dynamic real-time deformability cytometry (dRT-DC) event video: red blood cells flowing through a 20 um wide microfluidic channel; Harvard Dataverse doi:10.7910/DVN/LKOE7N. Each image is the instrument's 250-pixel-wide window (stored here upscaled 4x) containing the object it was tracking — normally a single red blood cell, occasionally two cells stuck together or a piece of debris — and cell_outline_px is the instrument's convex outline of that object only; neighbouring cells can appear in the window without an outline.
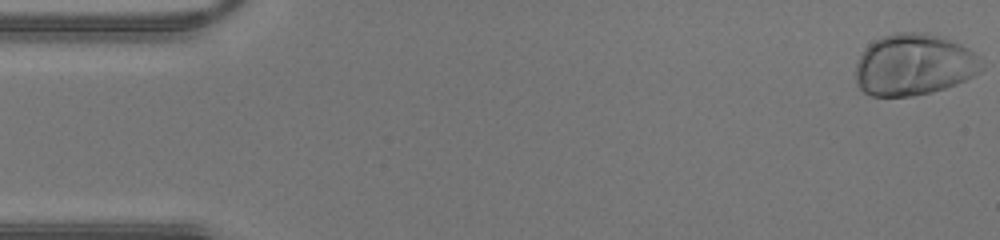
{"species": "human", "species_latin": "Homo sapiens", "temperature_condition": "warm", "stored_images_in_passage": 43, "camera_frame_rate_fps": 3000, "um_per_image_px": 0.085, "donor": {"sex": "male"}, "frame": {"image": 1, "passage_image": 1, "time_ms": 0.0, "image_size_px": [1000, 240], "cell_outline_px": [[984, 68], [980, 72], [956, 84], [932, 92], [912, 96], [872, 96], [864, 92], [856, 84], [856, 64], [864, 48], [868, 44], [884, 36], [896, 32], [928, 32], [940, 36], [960, 44], [968, 48], [976, 56]], "centroid_in_image_um": [77.65, 5.5], "position_along_channel_um": 7.3, "area_um2": 45.14}}
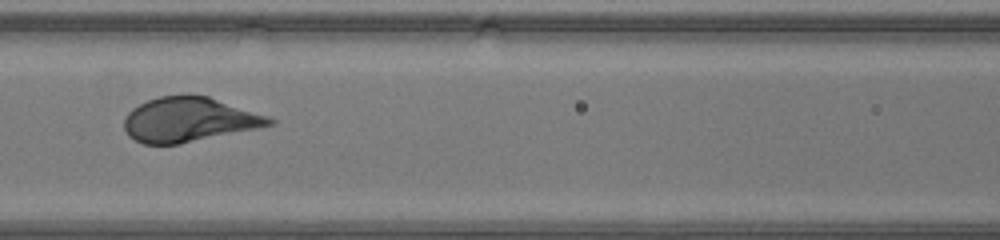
{"frame": {"image": 2, "passage_image": 19, "time_ms": 6.0, "image_size_px": [1000, 240], "cell_outline_px": [[276, 124], [180, 144], [144, 144], [128, 136], [124, 128], [124, 116], [132, 108], [148, 100], [160, 96], [208, 96], [268, 116], [276, 120]], "centroid_in_image_um": [16.05, 10.18], "position_along_channel_um": 150.5, "area_um2": 37.34}}
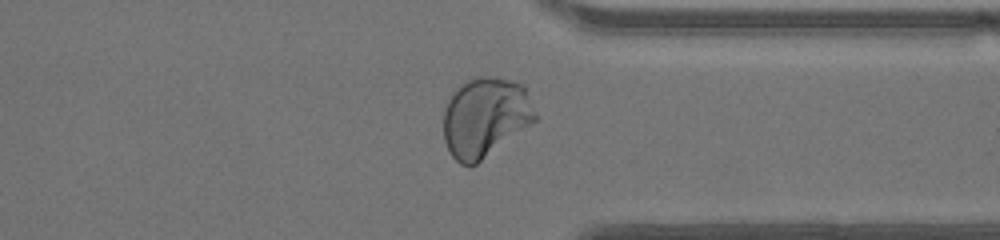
{"frame": {"image": 3, "passage_image": 33, "time_ms": 10.667, "image_size_px": [1000, 240], "cell_outline_px": [[536, 120], [476, 164], [460, 164], [452, 156], [444, 140], [444, 108], [448, 100], [456, 88], [464, 80], [472, 76], [488, 76], [508, 80], [520, 84], [524, 88], [536, 112]], "centroid_in_image_um": [41.21, 9.94], "position_along_channel_um": 370.2, "area_um2": 42.19}}